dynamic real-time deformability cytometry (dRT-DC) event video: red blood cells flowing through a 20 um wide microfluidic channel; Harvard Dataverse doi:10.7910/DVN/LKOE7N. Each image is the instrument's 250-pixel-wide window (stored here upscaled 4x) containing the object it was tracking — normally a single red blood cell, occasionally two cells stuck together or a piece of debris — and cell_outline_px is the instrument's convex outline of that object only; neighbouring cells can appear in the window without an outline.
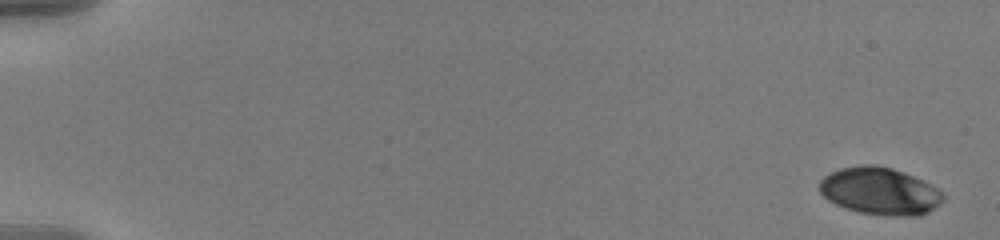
{"species": "human", "species_latin": "Homo sapiens", "temperature_condition": "warm", "stored_images_in_passage": 57, "camera_frame_rate_fps": 3000, "um_per_image_px": 0.085, "donor": {"sex": "male"}, "frame": {"image": 1, "passage_image": 1, "time_ms": 0.0, "image_size_px": [1000, 240], "cell_outline_px": [[944, 200], [940, 204], [928, 212], [920, 216], [892, 216], [860, 212], [844, 208], [828, 200], [820, 192], [820, 180], [824, 176], [840, 168], [860, 164], [876, 164], [892, 168], [904, 172], [936, 188], [944, 196]], "centroid_in_image_um": [74.77, 16.24], "position_along_channel_um": 10.2, "area_um2": 33.99}}
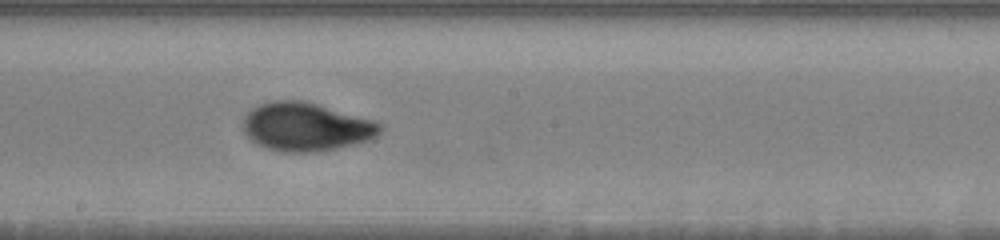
{"frame": {"image": 2, "passage_image": 33, "time_ms": 10.667, "image_size_px": [1000, 240], "cell_outline_px": [[384, 128], [372, 140], [356, 144], [316, 152], [284, 152], [268, 148], [252, 140], [244, 132], [244, 116], [252, 108], [260, 104], [272, 100], [304, 100], [376, 120], [384, 124]], "centroid_in_image_um": [26.08, 10.77], "position_along_channel_um": 222.1, "area_um2": 38.96}}
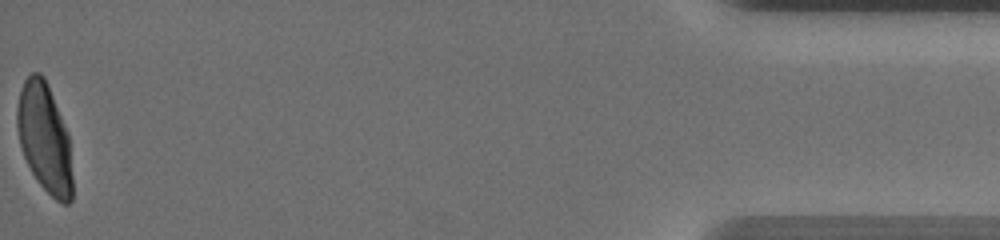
{"frame": {"image": 3, "passage_image": 57, "time_ms": 18.667, "image_size_px": [1000, 240], "cell_outline_px": [[72, 200], [68, 204], [64, 204], [56, 200], [36, 180], [24, 156], [20, 144], [16, 128], [16, 108], [20, 92], [24, 80], [32, 72], [40, 72], [44, 76], [48, 84], [68, 132], [72, 176]], "centroid_in_image_um": [3.78, 11.71], "position_along_channel_um": 431.4, "area_um2": 35.26}, "authors_computed_cell_mechanics": {"area_um2": 35.3158, "velocity_mm_per_s": 3.6157, "shape_relaxation_time_tau1_ms": 5.5998, "shape_relaxation_time_tau2_ms": null, "deformation_change_tau1": 0.2085, "deformation_change_tau2": null}}